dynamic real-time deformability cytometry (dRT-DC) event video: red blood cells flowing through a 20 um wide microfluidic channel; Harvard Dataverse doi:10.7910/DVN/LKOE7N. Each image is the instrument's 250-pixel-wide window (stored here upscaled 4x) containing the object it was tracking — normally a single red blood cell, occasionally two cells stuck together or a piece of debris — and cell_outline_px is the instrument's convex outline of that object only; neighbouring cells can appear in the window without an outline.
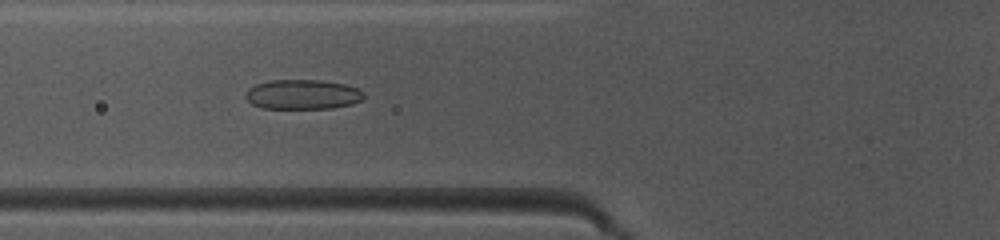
{"species": "common noctule bat (a hibernating species)", "species_latin": "Nyctalus noctula", "temperature_condition": "warm", "stored_images_in_passage": 44, "camera_frame_rate_fps": 3000, "um_per_image_px": 0.085, "animal": {"sex": "female", "body_mass_g": 10.0, "forearm_length_mm": 53.1}, "frame": {"image": 1, "passage_image": 14, "time_ms": 4.333, "image_size_px": [1000, 240], "cell_outline_px": [[364, 100], [352, 104], [332, 108], [264, 108], [252, 104], [244, 96], [244, 92], [248, 88], [256, 84], [272, 80], [320, 80], [344, 84], [356, 88], [364, 92]], "centroid_in_image_um": [25.72, 8.03], "position_along_channel_um": 100.1, "area_um2": 20.52}}
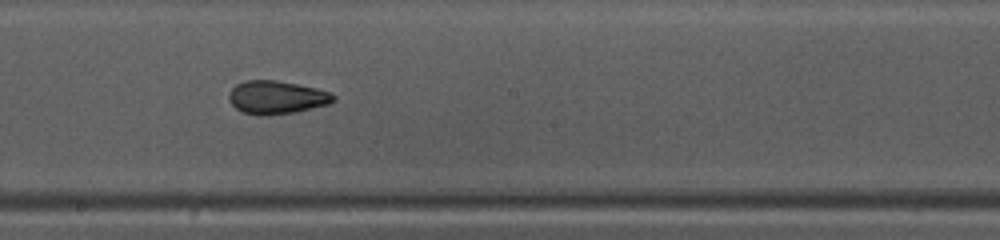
{"frame": {"image": 2, "passage_image": 23, "time_ms": 7.333, "image_size_px": [1000, 240], "cell_outline_px": [[336, 100], [328, 104], [292, 112], [268, 116], [260, 116], [240, 112], [232, 104], [228, 96], [232, 88], [236, 84], [244, 80], [276, 80], [316, 88], [328, 92], [336, 96]], "centroid_in_image_um": [23.47, 8.28], "position_along_channel_um": 224.7, "area_um2": 20.17}}
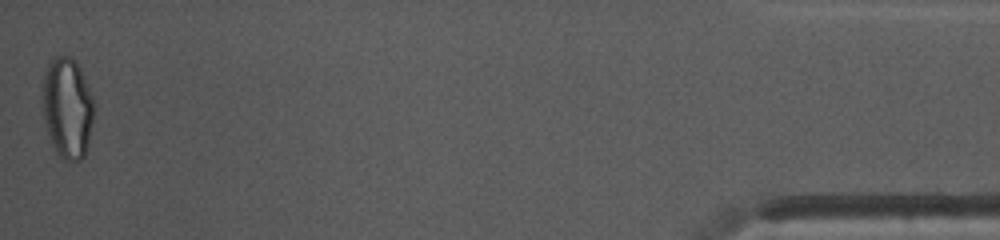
{"frame": {"image": 3, "passage_image": 44, "time_ms": 14.333, "image_size_px": [1000, 240], "cell_outline_px": [[96, 108], [88, 144], [84, 156], [80, 160], [68, 160], [60, 156], [52, 144], [44, 120], [44, 76], [48, 64], [52, 60], [60, 56], [72, 56], [76, 60], [80, 68], [92, 96]], "centroid_in_image_um": [5.77, 9.17], "position_along_channel_um": 429.4, "area_um2": 29.88}, "authors_computed_cell_mechanics": {"area_um2": 21.8773, "velocity_mm_per_s": 4.1269, "shape_relaxation_time_tau1_ms": 5.2168, "shape_relaxation_time_tau2_ms": 2.4101, "deformation_change_tau1": 0.1507, "deformation_change_tau2": 0.0672}}